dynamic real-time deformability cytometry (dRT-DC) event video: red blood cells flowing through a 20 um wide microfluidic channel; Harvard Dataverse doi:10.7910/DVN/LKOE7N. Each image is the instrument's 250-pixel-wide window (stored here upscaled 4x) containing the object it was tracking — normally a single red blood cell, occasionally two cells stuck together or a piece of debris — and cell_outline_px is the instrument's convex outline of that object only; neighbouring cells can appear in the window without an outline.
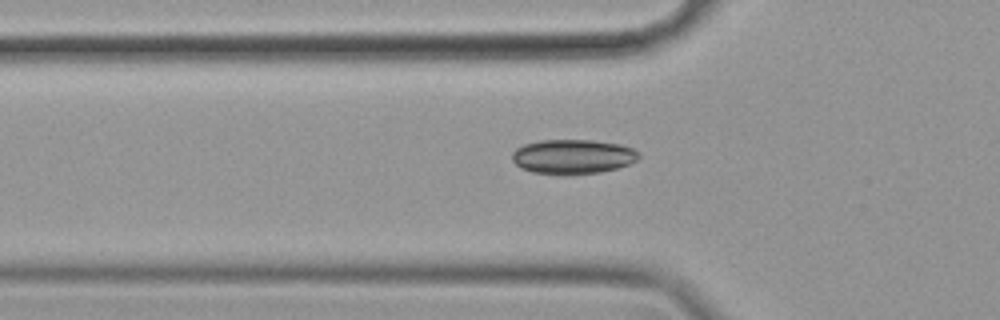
{"species": "common noctule bat (a hibernating species)", "species_latin": "Nyctalus noctula", "temperature_condition": "cold", "stored_images_in_passage": 50, "camera_frame_rate_fps": 3000, "um_per_image_px": 0.085, "animal": {"sex": "female", "body_mass_g": 19.9}, "frame": {"image": 1, "passage_image": 18, "time_ms": 5.667, "image_size_px": [1000, 320], "cell_outline_px": [[640, 156], [636, 160], [628, 164], [616, 168], [600, 172], [572, 176], [556, 176], [532, 172], [520, 168], [512, 160], [512, 152], [516, 148], [524, 144], [540, 140], [592, 140], [620, 144], [632, 148], [640, 152]], "centroid_in_image_um": [48.66, 13.34], "position_along_channel_um": 77.1, "area_um2": 26.07}}
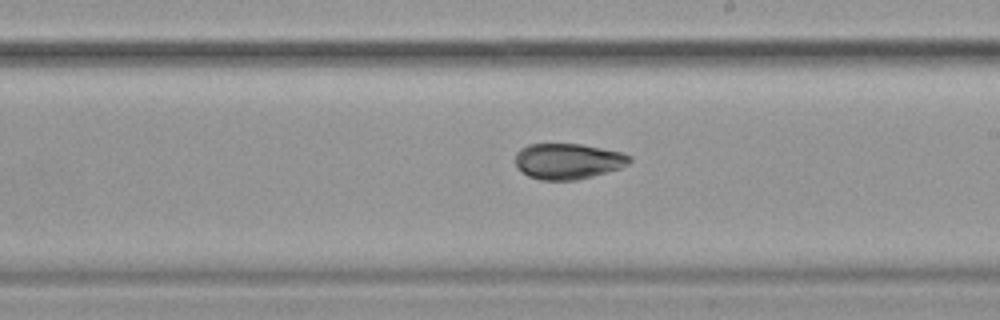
{"frame": {"image": 2, "passage_image": 32, "time_ms": 10.333, "image_size_px": [1000, 320], "cell_outline_px": [[632, 160], [628, 164], [620, 168], [592, 176], [576, 180], [540, 180], [528, 176], [516, 168], [516, 152], [520, 148], [528, 144], [580, 144], [624, 152], [632, 156]], "centroid_in_image_um": [48.28, 13.7], "position_along_channel_um": 240.7, "area_um2": 23.99}}
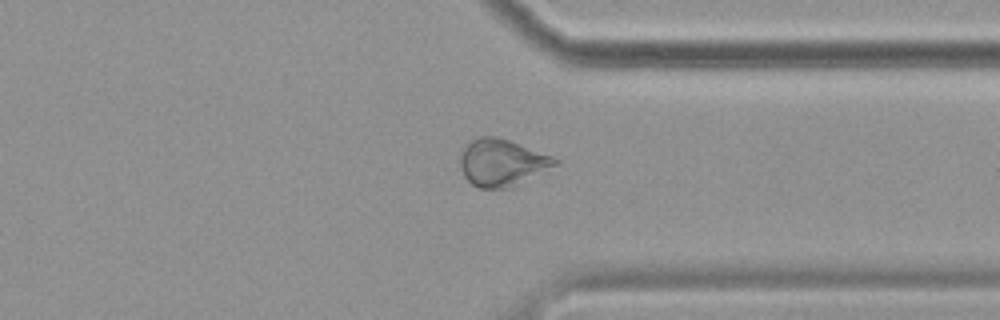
{"frame": {"image": 3, "passage_image": 43, "time_ms": 14.0, "image_size_px": [1000, 320], "cell_outline_px": [[560, 160], [556, 164], [512, 188], [480, 188], [472, 184], [464, 176], [460, 168], [460, 156], [464, 148], [472, 140], [480, 136], [496, 136], [508, 140], [552, 156]], "centroid_in_image_um": [42.63, 13.83], "position_along_channel_um": 368.8, "area_um2": 25.66}}